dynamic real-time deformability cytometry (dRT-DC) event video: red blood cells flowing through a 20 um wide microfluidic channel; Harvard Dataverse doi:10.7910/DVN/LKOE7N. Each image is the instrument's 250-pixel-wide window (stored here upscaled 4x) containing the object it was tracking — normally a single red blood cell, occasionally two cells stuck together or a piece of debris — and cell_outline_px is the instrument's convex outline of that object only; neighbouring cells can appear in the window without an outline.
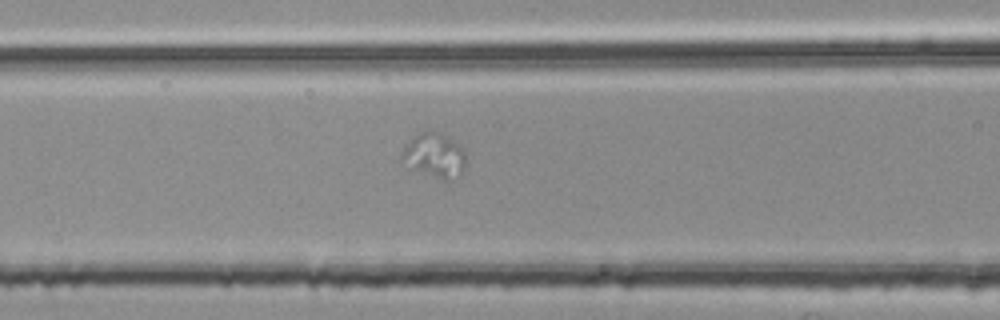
{"species": "common noctule bat (a hibernating species)", "species_latin": "Nyctalus noctula", "temperature_condition": "room temperature", "stored_images_in_passage": 48, "segment_of_instrument_passage": [1, 2], "camera_frame_rate_fps": 3000, "um_per_image_px": 0.085, "animal": {"sex": "female", "body_mass_g": 25.1}, "frame": {"image": 1, "passage_image": 13, "time_ms": 4.0, "image_size_px": [1000, 320], "cell_outline_px": [[464, 168], [460, 176], [448, 180], [444, 180], [404, 168], [404, 148], [420, 132], [428, 128], [448, 136], [456, 140], [460, 144], [464, 152]], "centroid_in_image_um": [36.95, 13.21], "position_along_channel_um": 129.6, "area_um2": 16.76}}
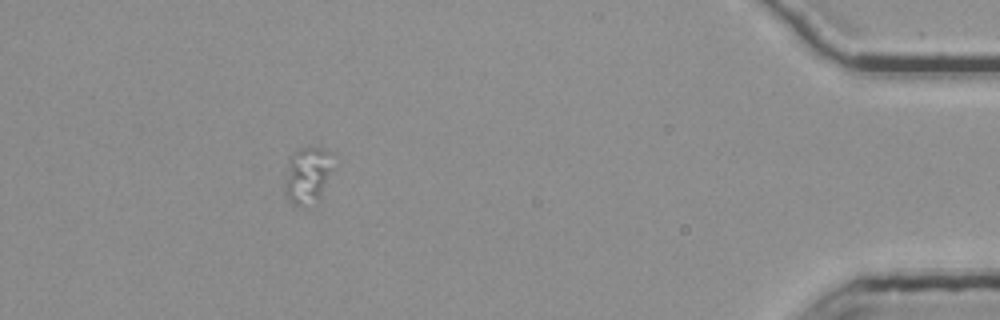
{"frame": {"image": 2, "passage_image": 42, "time_ms": 13.667, "image_size_px": [1000, 320], "cell_outline_px": [[332, 168], [320, 196], [308, 208], [304, 208], [288, 200], [284, 192], [284, 188], [292, 152], [300, 148], [328, 148], [332, 152]], "centroid_in_image_um": [26.15, 14.89], "position_along_channel_um": 409.1, "area_um2": 15.78}}